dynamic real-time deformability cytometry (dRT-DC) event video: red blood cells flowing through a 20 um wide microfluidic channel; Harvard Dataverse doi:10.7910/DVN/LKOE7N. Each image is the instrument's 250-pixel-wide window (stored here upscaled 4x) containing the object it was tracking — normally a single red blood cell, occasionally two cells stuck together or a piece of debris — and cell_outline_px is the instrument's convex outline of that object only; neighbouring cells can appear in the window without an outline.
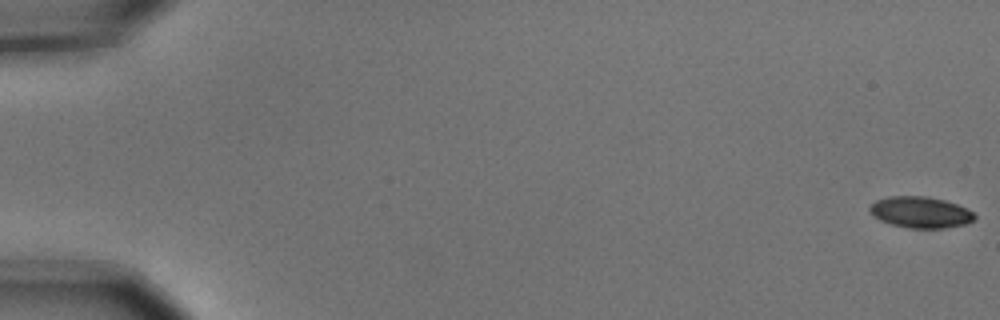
{"species": "common noctule bat (a hibernating species)", "species_latin": "Nyctalus noctula", "temperature_condition": "cold", "stored_images_in_passage": 6, "camera_frame_rate_fps": 3000, "um_per_image_px": 0.085, "animal": {"sex": "male", "body_mass_g": 15.6}, "frame": {"image": 1, "passage_image": 1, "time_ms": 0.0, "image_size_px": [1000, 320], "cell_outline_px": [[976, 216], [972, 220], [964, 224], [944, 228], [908, 228], [892, 224], [880, 220], [872, 216], [868, 208], [876, 200], [888, 196], [928, 196], [944, 200], [956, 204], [972, 212]], "centroid_in_image_um": [78.19, 18.03], "position_along_channel_um": 6.8, "area_um2": 18.96}}